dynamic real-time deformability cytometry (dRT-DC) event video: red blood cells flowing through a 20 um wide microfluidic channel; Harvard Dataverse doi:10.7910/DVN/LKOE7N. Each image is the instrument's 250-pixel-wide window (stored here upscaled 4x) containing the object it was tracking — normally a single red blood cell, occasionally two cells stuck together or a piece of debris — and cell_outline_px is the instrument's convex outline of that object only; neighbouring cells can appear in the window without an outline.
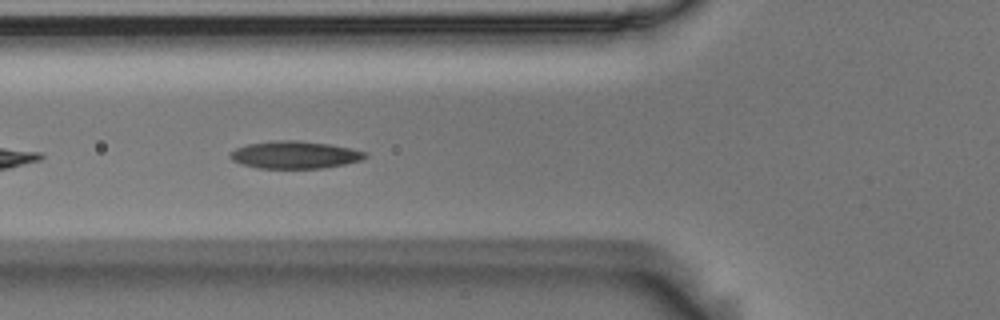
{"species": "Egyptian fruit bat (a non-hibernating species)", "species_latin": "Rousettus aegyptiacus", "temperature_condition": "room temperature", "stored_images_in_passage": 6, "camera_frame_rate_fps": 3000, "um_per_image_px": 0.085, "animal": {"sex": "male"}, "frame": {"image": 1, "passage_image": 5, "time_ms": 1.333, "image_size_px": [1000, 320], "cell_outline_px": [[368, 156], [360, 160], [344, 164], [324, 168], [260, 168], [244, 164], [232, 160], [228, 156], [236, 148], [248, 144], [276, 140], [300, 140], [328, 144], [368, 152]], "centroid_in_image_um": [25.07, 13.15], "position_along_channel_um": 100.7, "area_um2": 21.39}}